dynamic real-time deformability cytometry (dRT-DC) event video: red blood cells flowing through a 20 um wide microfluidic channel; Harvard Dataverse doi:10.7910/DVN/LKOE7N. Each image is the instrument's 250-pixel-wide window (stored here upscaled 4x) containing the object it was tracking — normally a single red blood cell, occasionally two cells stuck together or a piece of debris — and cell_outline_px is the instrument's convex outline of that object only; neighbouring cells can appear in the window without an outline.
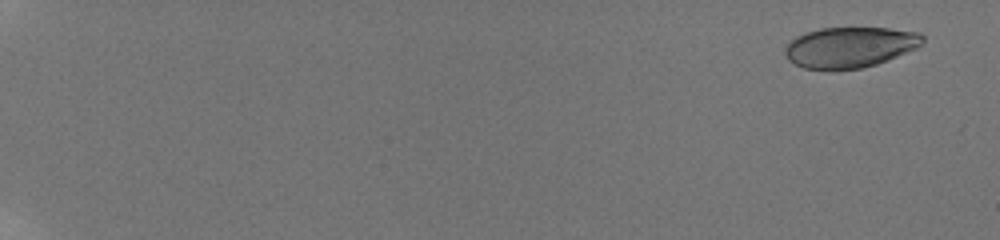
{"species": "human", "species_latin": "Homo sapiens", "temperature_condition": "room temperature", "stored_images_in_passage": 60, "camera_frame_rate_fps": 3000, "um_per_image_px": 0.085, "donor": {"sex": "male"}, "frame": {"image": 1, "passage_image": 4, "time_ms": 1.0, "image_size_px": [1000, 240], "cell_outline_px": [[924, 40], [916, 48], [888, 60], [876, 64], [860, 68], [804, 68], [788, 60], [784, 52], [784, 48], [796, 36], [820, 28], [888, 28], [920, 32], [924, 36]], "centroid_in_image_um": [72.26, 3.99], "position_along_channel_um": 12.7, "area_um2": 32.14}}
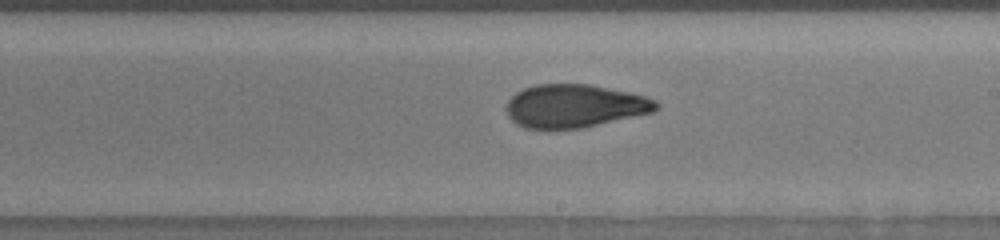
{"frame": {"image": 2, "passage_image": 40, "time_ms": 13.0, "image_size_px": [1000, 240], "cell_outline_px": [[660, 108], [652, 112], [580, 128], [524, 128], [516, 124], [508, 116], [508, 100], [516, 92], [524, 88], [536, 84], [588, 84], [628, 92], [644, 96], [656, 100], [660, 104]], "centroid_in_image_um": [48.84, 9.0], "position_along_channel_um": 240.2, "area_um2": 37.28}}
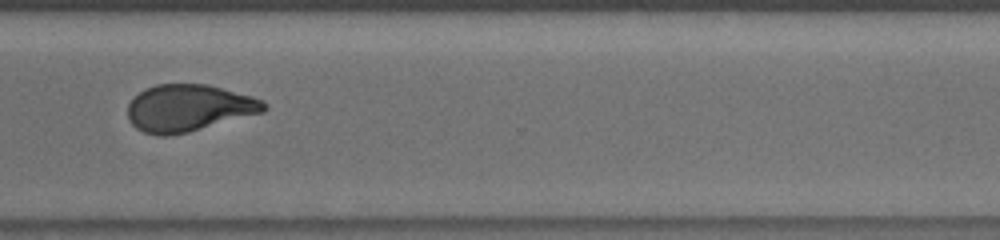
{"frame": {"image": 3, "passage_image": 49, "time_ms": 16.0, "image_size_px": [1000, 240], "cell_outline_px": [[268, 108], [264, 112], [188, 132], [168, 136], [160, 136], [144, 132], [136, 128], [128, 120], [128, 104], [140, 92], [156, 84], [208, 84], [252, 96], [264, 100], [268, 104]], "centroid_in_image_um": [16.07, 9.18], "position_along_channel_um": 354.5, "area_um2": 37.28}, "authors_computed_cell_mechanics": {"area_um2": 36.4718, "velocity_mm_per_s": 3.816, "shape_relaxation_time_tau1_ms": 8.4663, "shape_relaxation_time_tau2_ms": 1.335, "deformation_change_tau1": 0.2405, "deformation_change_tau2": 0.0707}}